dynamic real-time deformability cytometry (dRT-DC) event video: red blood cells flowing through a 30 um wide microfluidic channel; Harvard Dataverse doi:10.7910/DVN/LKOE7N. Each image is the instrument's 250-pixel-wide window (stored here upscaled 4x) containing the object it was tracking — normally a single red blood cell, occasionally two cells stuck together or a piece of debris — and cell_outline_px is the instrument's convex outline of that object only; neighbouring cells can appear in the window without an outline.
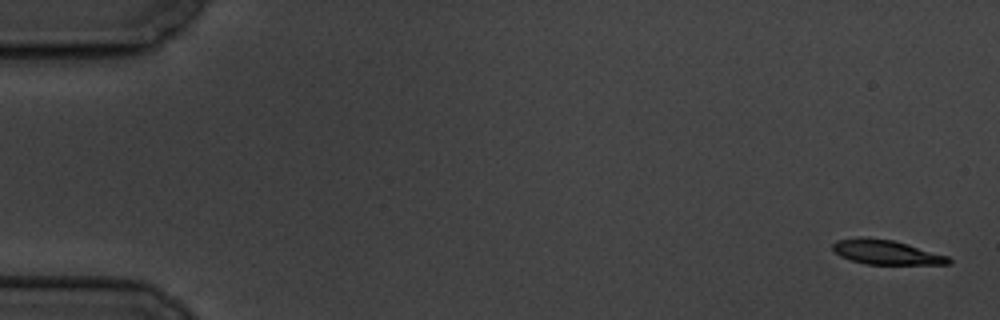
{"species": "common noctule bat (a hibernating species)", "species_latin": "Nyctalus noctula", "temperature_condition": "cold", "stored_images_in_passage": 6, "camera_frame_rate_fps": 3000, "um_per_image_px": 0.085, "animal": {"sex": "male", "body_mass_g": 19.5, "forearm_length_mm": 54.6}, "frame": {"image": 1, "passage_image": 1, "time_ms": 0.0, "image_size_px": [1000, 320], "cell_outline_px": [[952, 264], [864, 264], [840, 256], [832, 248], [832, 244], [836, 240], [892, 240], [948, 256], [952, 260]], "centroid_in_image_um": [75.4, 21.49], "position_along_channel_um": 9.6, "area_um2": 15.61}}
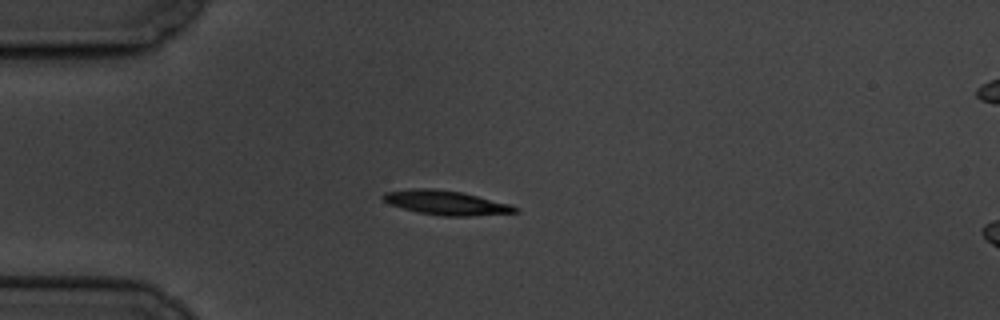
{"frame": {"image": 2, "passage_image": 5, "time_ms": 4.667, "image_size_px": [1000, 320], "cell_outline_px": [[520, 212], [472, 216], [444, 216], [416, 212], [388, 204], [380, 196], [384, 192], [412, 188], [432, 188], [460, 192], [512, 204], [520, 208]], "centroid_in_image_um": [37.92, 17.23], "position_along_channel_um": 47.1, "area_um2": 18.9}}